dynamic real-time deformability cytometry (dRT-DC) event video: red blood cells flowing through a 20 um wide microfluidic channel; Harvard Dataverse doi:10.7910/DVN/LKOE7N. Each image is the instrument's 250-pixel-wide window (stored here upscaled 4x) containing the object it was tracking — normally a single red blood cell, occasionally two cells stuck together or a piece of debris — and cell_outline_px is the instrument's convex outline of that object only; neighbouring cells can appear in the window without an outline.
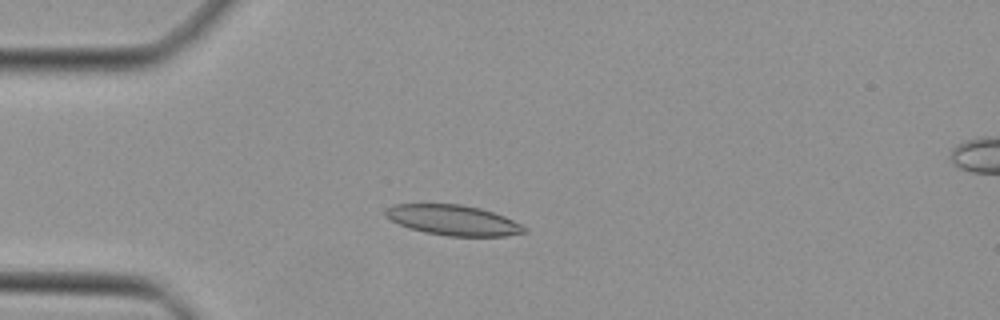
{"species": "Egyptian fruit bat (a non-hibernating species)", "species_latin": "Rousettus aegyptiacus", "temperature_condition": "cold", "stored_images_in_passage": 46, "camera_frame_rate_fps": 3000, "um_per_image_px": 0.085, "animal": {"sex": "female"}, "frame": {"image": 1, "passage_image": 12, "time_ms": 3.667, "image_size_px": [1000, 320], "cell_outline_px": [[528, 232], [504, 236], [448, 236], [424, 232], [408, 228], [384, 216], [384, 212], [392, 204], [460, 204], [480, 208], [504, 216], [528, 228]], "centroid_in_image_um": [38.52, 18.72], "position_along_channel_um": 46.5, "area_um2": 24.45}}
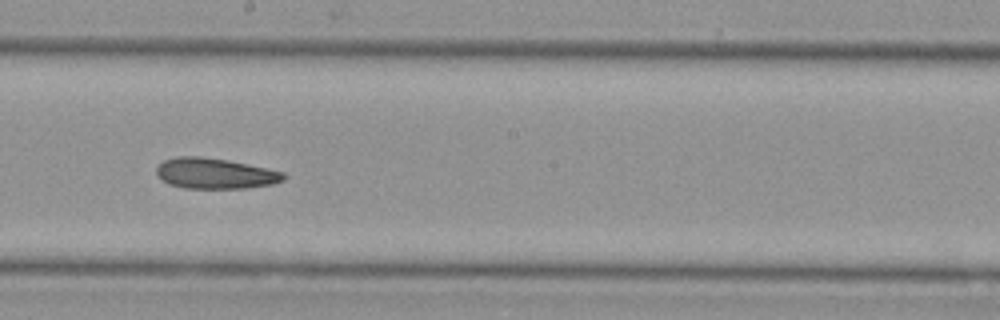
{"frame": {"image": 2, "passage_image": 26, "time_ms": 8.333, "image_size_px": [1000, 320], "cell_outline_px": [[288, 176], [284, 180], [272, 184], [244, 188], [184, 188], [168, 184], [160, 180], [156, 176], [156, 168], [164, 160], [176, 156], [200, 156], [228, 160], [268, 168], [284, 172]], "centroid_in_image_um": [18.26, 14.74], "position_along_channel_um": 229.9, "area_um2": 22.95}}
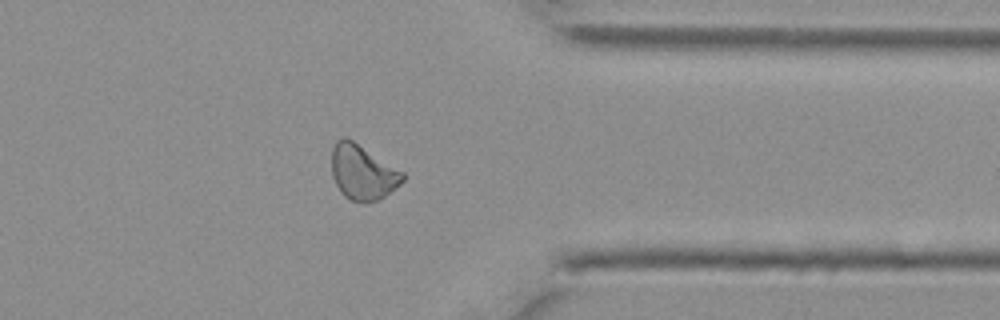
{"frame": {"image": 3, "passage_image": 37, "time_ms": 12.0, "image_size_px": [1000, 320], "cell_outline_px": [[404, 180], [400, 184], [380, 200], [368, 204], [360, 204], [344, 196], [340, 192], [332, 176], [332, 148], [336, 140], [344, 136], [352, 140], [404, 172]], "centroid_in_image_um": [30.82, 14.68], "position_along_channel_um": 380.6, "area_um2": 22.95}}